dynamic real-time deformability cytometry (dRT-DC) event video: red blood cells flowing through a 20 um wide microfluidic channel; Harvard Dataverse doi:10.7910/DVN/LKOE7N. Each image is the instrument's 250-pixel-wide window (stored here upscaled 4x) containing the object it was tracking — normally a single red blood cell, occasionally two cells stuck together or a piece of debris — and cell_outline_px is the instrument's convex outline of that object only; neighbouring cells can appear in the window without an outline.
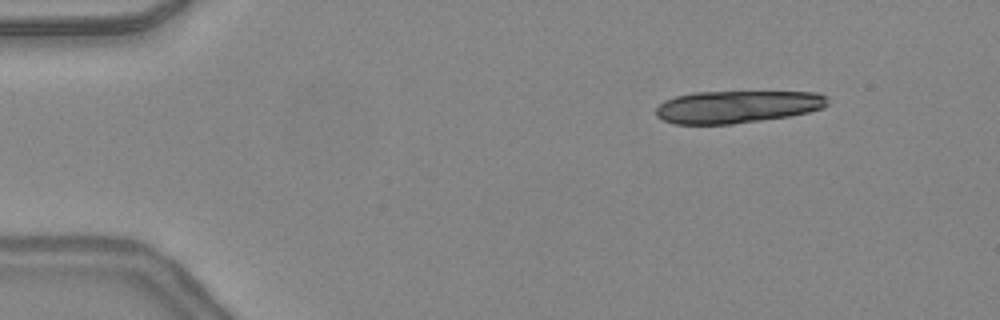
{"species": "common noctule bat (a hibernating species)", "species_latin": "Nyctalus noctula", "temperature_condition": "warm", "stored_images_in_passage": 11, "camera_frame_rate_fps": 3000, "um_per_image_px": 0.085, "animal": {"sex": "female", "body_mass_g": 24.6, "forearm_length_mm": 56.2}, "frame": {"image": 1, "passage_image": 2, "time_ms": 0.333, "image_size_px": [1000, 320], "cell_outline_px": [[828, 104], [824, 108], [808, 112], [788, 116], [732, 124], [676, 124], [664, 120], [656, 116], [656, 108], [664, 100], [676, 96], [692, 92], [816, 92], [828, 96]], "centroid_in_image_um": [62.67, 9.07], "position_along_channel_um": 22.3, "area_um2": 32.43}}